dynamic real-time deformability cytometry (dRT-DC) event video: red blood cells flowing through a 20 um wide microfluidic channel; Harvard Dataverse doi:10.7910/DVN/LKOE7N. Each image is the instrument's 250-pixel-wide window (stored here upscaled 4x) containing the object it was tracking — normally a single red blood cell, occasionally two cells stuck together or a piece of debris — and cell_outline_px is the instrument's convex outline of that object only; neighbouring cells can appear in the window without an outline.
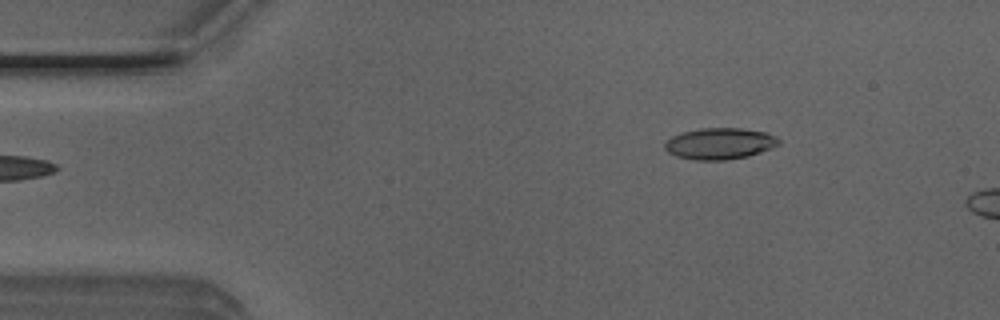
{"species": "Egyptian fruit bat (a non-hibernating species)", "species_latin": "Rousettus aegyptiacus", "temperature_condition": "room temperature", "stored_images_in_passage": 5, "camera_frame_rate_fps": 3000, "um_per_image_px": 0.085, "animal": {"sex": "male"}, "frame": {"image": 1, "passage_image": 1, "time_ms": 0.0, "image_size_px": [1000, 320], "cell_outline_px": [[780, 144], [772, 148], [748, 156], [724, 160], [696, 160], [676, 156], [668, 152], [664, 148], [664, 144], [672, 136], [684, 132], [700, 128], [740, 128], [764, 132], [776, 136], [780, 140]], "centroid_in_image_um": [61.18, 12.2], "position_along_channel_um": 23.8, "area_um2": 20.75}}